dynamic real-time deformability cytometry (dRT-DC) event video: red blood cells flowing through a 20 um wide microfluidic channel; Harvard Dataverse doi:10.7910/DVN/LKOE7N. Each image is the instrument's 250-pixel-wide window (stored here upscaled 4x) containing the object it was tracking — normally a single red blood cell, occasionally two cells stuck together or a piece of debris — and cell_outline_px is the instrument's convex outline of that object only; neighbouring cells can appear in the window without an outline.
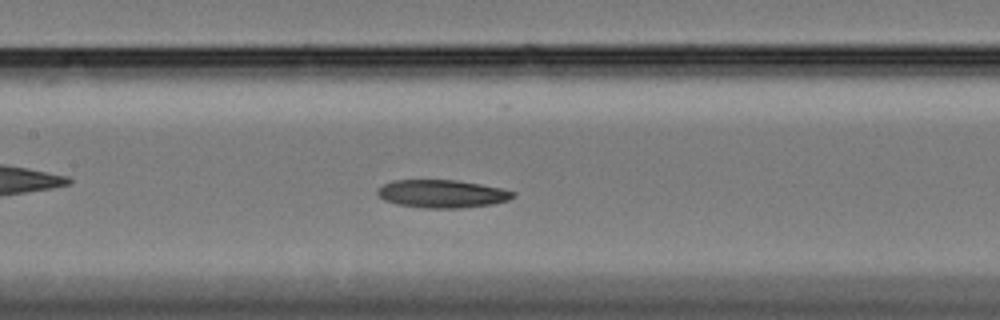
{"species": "Egyptian fruit bat (a non-hibernating species)", "species_latin": "Rousettus aegyptiacus", "temperature_condition": "cold", "stored_images_in_passage": 50, "camera_frame_rate_fps": 3000, "um_per_image_px": 0.085, "animal": {"sex": "female"}, "frame": {"image": 1, "passage_image": 24, "time_ms": 7.667, "image_size_px": [1000, 320], "cell_outline_px": [[516, 196], [508, 200], [492, 204], [460, 208], [424, 208], [396, 204], [384, 200], [376, 192], [384, 184], [392, 180], [456, 180], [480, 184], [500, 188], [516, 192]], "centroid_in_image_um": [37.59, 16.47], "position_along_channel_um": 169.8, "area_um2": 22.02}}
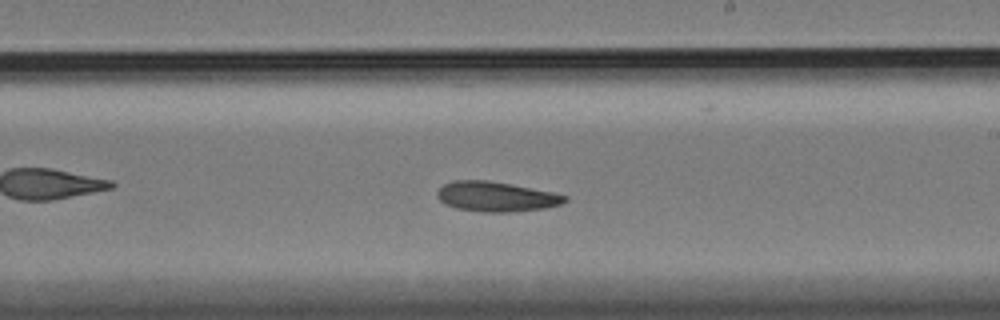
{"frame": {"image": 2, "passage_image": 31, "time_ms": 10.0, "image_size_px": [1000, 320], "cell_outline_px": [[568, 200], [560, 204], [544, 208], [512, 212], [484, 212], [456, 208], [444, 204], [436, 196], [436, 192], [444, 184], [456, 180], [488, 180], [512, 184], [552, 192], [568, 196]], "centroid_in_image_um": [42.16, 16.71], "position_along_channel_um": 246.8, "area_um2": 22.25}}
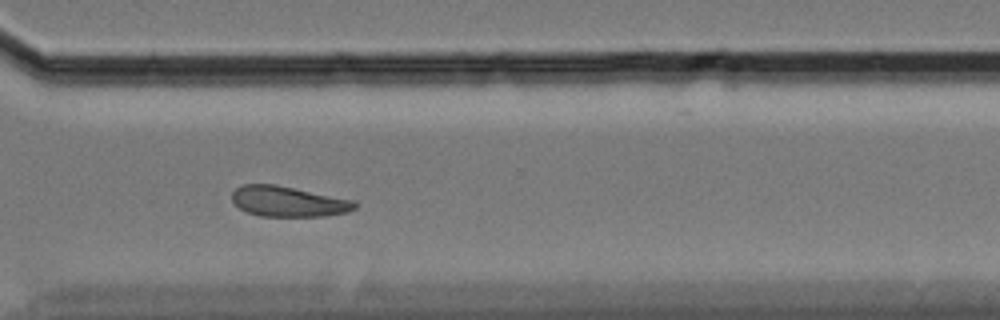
{"frame": {"image": 3, "passage_image": 40, "time_ms": 13.0, "image_size_px": [1000, 320], "cell_outline_px": [[356, 208], [348, 212], [324, 216], [260, 216], [248, 212], [240, 208], [232, 200], [232, 192], [236, 188], [244, 184], [276, 184], [356, 200]], "centroid_in_image_um": [24.53, 17.12], "position_along_channel_um": 346.1, "area_um2": 21.85}, "authors_computed_cell_mechanics": {"area_um2": 22.253, "velocity_mm_per_s": 3.3143, "shape_relaxation_time_tau1_ms": null, "shape_relaxation_time_tau2_ms": 9.2098, "deformation_change_tau1": null, "deformation_change_tau2": 0.1592}}